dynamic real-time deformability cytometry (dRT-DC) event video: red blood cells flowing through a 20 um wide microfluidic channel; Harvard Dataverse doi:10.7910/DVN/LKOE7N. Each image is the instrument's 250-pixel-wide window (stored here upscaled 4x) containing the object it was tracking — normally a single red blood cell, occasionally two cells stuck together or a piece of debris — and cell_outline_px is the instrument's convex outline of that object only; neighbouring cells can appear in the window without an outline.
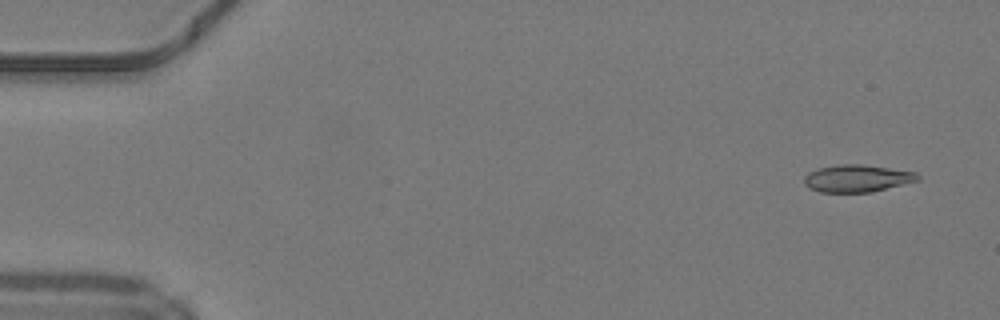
{"species": "common noctule bat (a hibernating species)", "species_latin": "Nyctalus noctula", "temperature_condition": "warm", "stored_images_in_passage": 14, "camera_frame_rate_fps": 3000, "um_per_image_px": 0.085, "animal": {"sex": "male", "body_mass_g": 19.2, "forearm_length_mm": 51.8}, "frame": {"image": 1, "passage_image": 2, "time_ms": 0.333, "image_size_px": [1000, 320], "cell_outline_px": [[920, 180], [872, 192], [820, 192], [808, 188], [804, 184], [804, 176], [808, 172], [816, 168], [840, 164], [860, 164], [916, 172], [920, 176]], "centroid_in_image_um": [72.82, 15.16], "position_along_channel_um": 12.2, "area_um2": 18.15}}
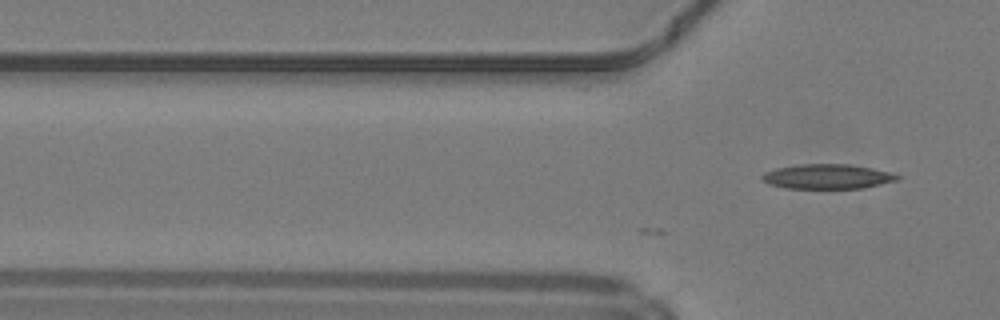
{"frame": {"image": 2, "passage_image": 14, "time_ms": 4.333, "image_size_px": [1000, 320], "cell_outline_px": [[900, 180], [864, 188], [784, 188], [768, 184], [760, 180], [760, 176], [764, 172], [776, 168], [800, 164], [848, 164], [872, 168], [892, 172], [900, 176]], "centroid_in_image_um": [70.32, 15.01], "position_along_channel_um": 55.5, "area_um2": 19.71}}